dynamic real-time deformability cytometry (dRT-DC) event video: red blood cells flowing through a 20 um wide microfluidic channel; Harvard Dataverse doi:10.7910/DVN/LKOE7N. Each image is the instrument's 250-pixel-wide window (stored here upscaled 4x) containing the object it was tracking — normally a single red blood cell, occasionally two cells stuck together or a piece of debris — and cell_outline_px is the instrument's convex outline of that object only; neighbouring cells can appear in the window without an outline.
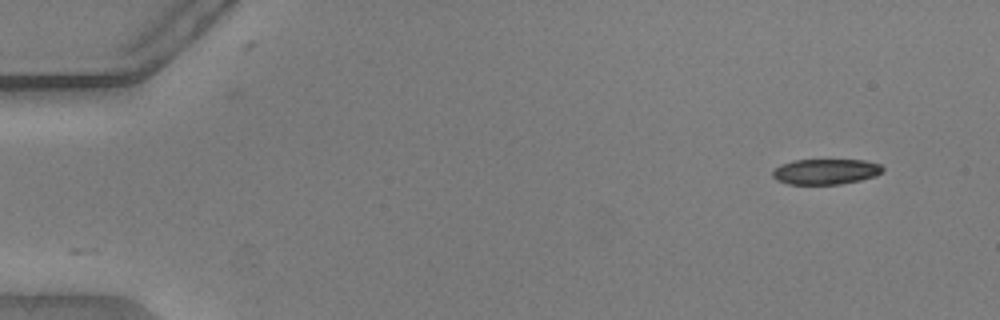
{"species": "common noctule bat (a hibernating species)", "species_latin": "Nyctalus noctula", "temperature_condition": "warm", "stored_images_in_passage": 18, "camera_frame_rate_fps": 3000, "um_per_image_px": 0.085, "animal": {"sex": "male", "body_mass_g": 20.5, "forearm_length_mm": 52.5}, "frame": {"image": 1, "passage_image": 1, "time_ms": 0.0, "image_size_px": [1000, 320], "cell_outline_px": [[884, 168], [876, 176], [860, 180], [840, 184], [788, 184], [776, 180], [772, 176], [772, 168], [780, 164], [792, 160], [864, 160], [880, 164]], "centroid_in_image_um": [70.13, 14.58], "position_along_channel_um": 14.9, "area_um2": 16.47}}
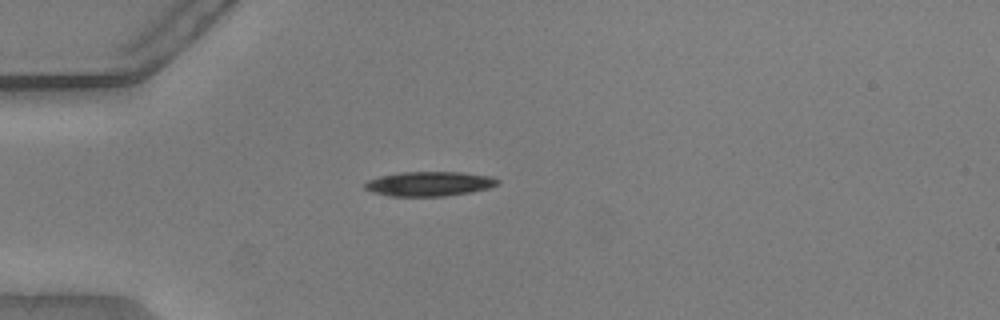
{"frame": {"image": 2, "passage_image": 12, "time_ms": 3.667, "image_size_px": [1000, 320], "cell_outline_px": [[500, 184], [488, 188], [472, 192], [444, 196], [388, 196], [372, 192], [364, 188], [364, 184], [368, 180], [380, 176], [400, 172], [460, 172], [492, 176], [500, 180]], "centroid_in_image_um": [36.51, 15.62], "position_along_channel_um": 48.5, "area_um2": 19.13}}